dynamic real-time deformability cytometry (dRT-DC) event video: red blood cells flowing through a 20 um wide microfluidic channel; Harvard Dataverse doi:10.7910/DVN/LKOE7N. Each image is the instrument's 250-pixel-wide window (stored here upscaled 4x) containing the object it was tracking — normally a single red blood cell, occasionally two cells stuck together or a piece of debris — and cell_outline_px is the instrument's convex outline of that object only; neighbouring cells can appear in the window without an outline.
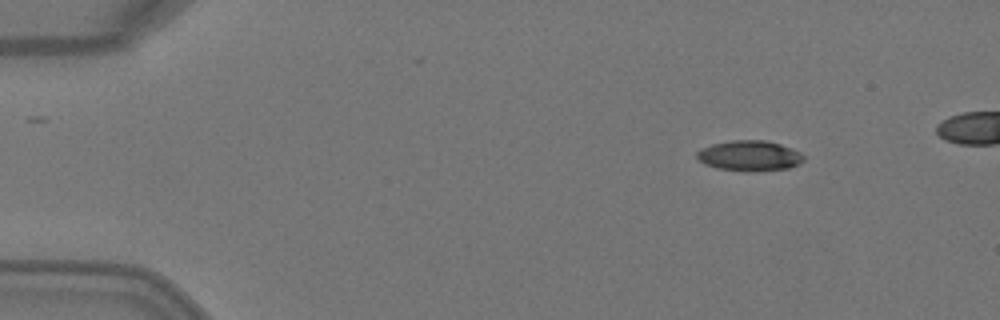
{"species": "Egyptian fruit bat (a non-hibernating species)", "species_latin": "Rousettus aegyptiacus", "temperature_condition": "warm", "stored_images_in_passage": 4, "camera_frame_rate_fps": 3000, "um_per_image_px": 0.085, "animal": {"sex": "female"}, "frame": {"image": 1, "passage_image": 1, "time_ms": 0.0, "image_size_px": [1000, 320], "cell_outline_px": [[804, 160], [800, 164], [788, 168], [752, 172], [744, 172], [716, 168], [704, 164], [696, 160], [696, 152], [700, 148], [712, 144], [732, 140], [764, 140], [780, 144], [792, 148], [800, 152], [804, 156]], "centroid_in_image_um": [63.68, 13.25], "position_along_channel_um": 21.3, "area_um2": 19.31}}